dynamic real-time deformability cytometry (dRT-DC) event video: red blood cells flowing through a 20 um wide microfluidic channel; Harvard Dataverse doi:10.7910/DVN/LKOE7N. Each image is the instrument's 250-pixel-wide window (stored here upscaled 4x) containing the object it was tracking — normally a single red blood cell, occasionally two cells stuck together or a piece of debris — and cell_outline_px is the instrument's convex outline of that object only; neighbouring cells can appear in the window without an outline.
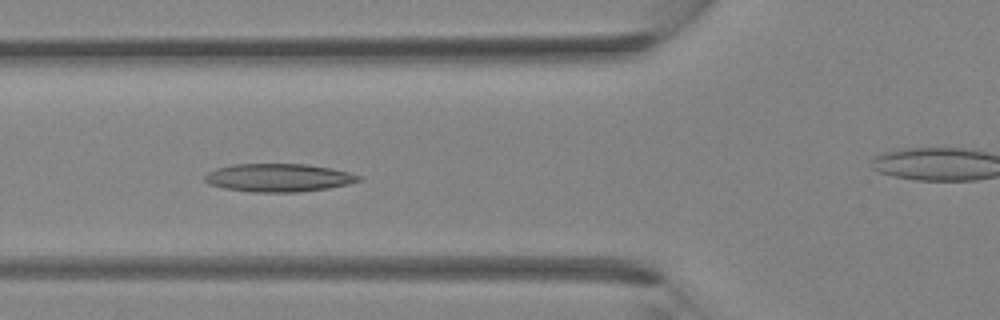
{"species": "Egyptian fruit bat (a non-hibernating species)", "species_latin": "Rousettus aegyptiacus", "temperature_condition": "room temperature", "stored_images_in_passage": 37, "camera_frame_rate_fps": 3000, "um_per_image_px": 0.085, "animal": {"sex": "female"}, "frame": {"image": 1, "passage_image": 13, "time_ms": 4.0, "image_size_px": [1000, 320], "cell_outline_px": [[360, 180], [348, 184], [328, 188], [300, 192], [252, 192], [224, 188], [208, 184], [204, 180], [204, 176], [208, 172], [216, 168], [232, 164], [304, 164], [328, 168], [348, 172], [360, 176]], "centroid_in_image_um": [23.62, 15.11], "position_along_channel_um": 102.2, "area_um2": 25.09}}
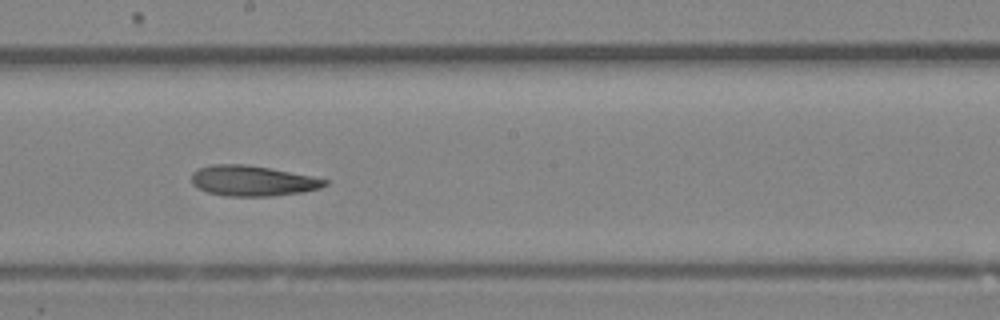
{"frame": {"image": 2, "passage_image": 20, "time_ms": 6.333, "image_size_px": [1000, 320], "cell_outline_px": [[328, 184], [320, 188], [300, 192], [272, 196], [228, 196], [208, 192], [192, 184], [192, 172], [196, 168], [212, 164], [244, 164], [272, 168], [312, 176], [328, 180]], "centroid_in_image_um": [21.45, 15.35], "position_along_channel_um": 226.7, "area_um2": 23.64}}
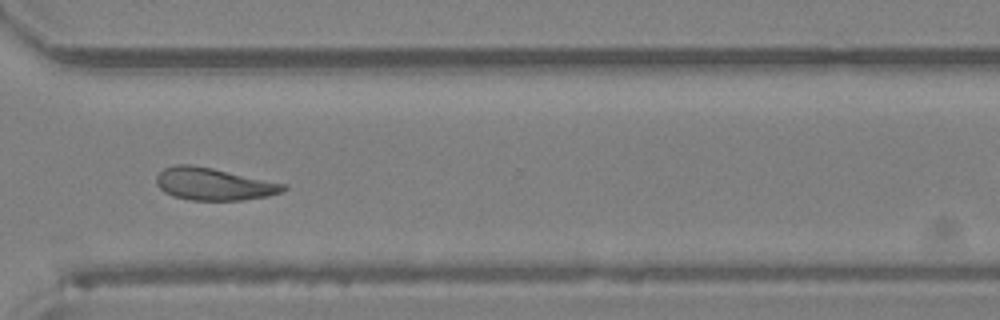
{"frame": {"image": 3, "passage_image": 27, "time_ms": 8.667, "image_size_px": [1000, 320], "cell_outline_px": [[288, 188], [280, 192], [268, 196], [244, 200], [192, 200], [172, 196], [164, 192], [156, 184], [156, 176], [164, 168], [176, 164], [188, 164], [212, 168], [288, 184]], "centroid_in_image_um": [18.17, 15.64], "position_along_channel_um": 352.4, "area_um2": 23.99}}